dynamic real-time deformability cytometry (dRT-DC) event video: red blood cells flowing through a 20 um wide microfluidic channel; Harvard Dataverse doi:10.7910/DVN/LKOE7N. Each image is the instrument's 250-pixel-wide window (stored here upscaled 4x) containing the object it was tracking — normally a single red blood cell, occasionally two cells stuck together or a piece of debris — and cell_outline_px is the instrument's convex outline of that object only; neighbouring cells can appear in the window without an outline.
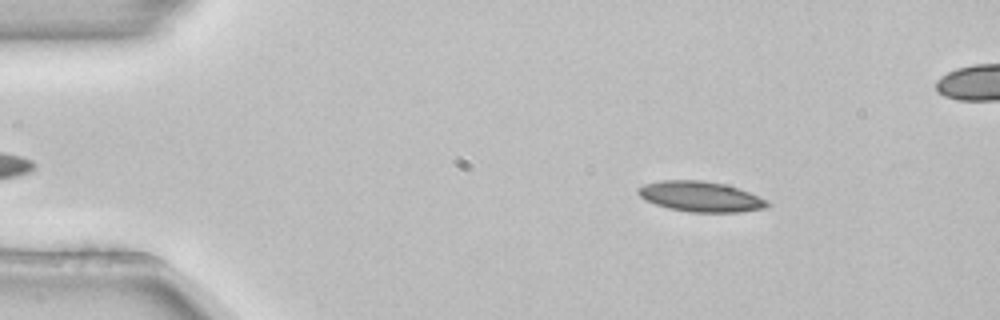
{"species": "common noctule bat (a hibernating species)", "species_latin": "Nyctalus noctula", "temperature_condition": "room temperature", "stored_images_in_passage": 4, "camera_frame_rate_fps": 3000, "um_per_image_px": 0.085, "animal": {"sex": "female", "body_mass_g": 22.7, "forearm_length_mm": 54.2}, "frame": {"image": 1, "passage_image": 2, "time_ms": 0.333, "image_size_px": [1000, 320], "cell_outline_px": [[772, 204], [768, 208], [740, 212], [688, 212], [668, 208], [644, 200], [636, 192], [636, 188], [644, 184], [660, 180], [700, 180], [724, 184], [748, 192], [768, 200]], "centroid_in_image_um": [59.54, 16.71], "position_along_channel_um": 25.5, "area_um2": 23.0}}